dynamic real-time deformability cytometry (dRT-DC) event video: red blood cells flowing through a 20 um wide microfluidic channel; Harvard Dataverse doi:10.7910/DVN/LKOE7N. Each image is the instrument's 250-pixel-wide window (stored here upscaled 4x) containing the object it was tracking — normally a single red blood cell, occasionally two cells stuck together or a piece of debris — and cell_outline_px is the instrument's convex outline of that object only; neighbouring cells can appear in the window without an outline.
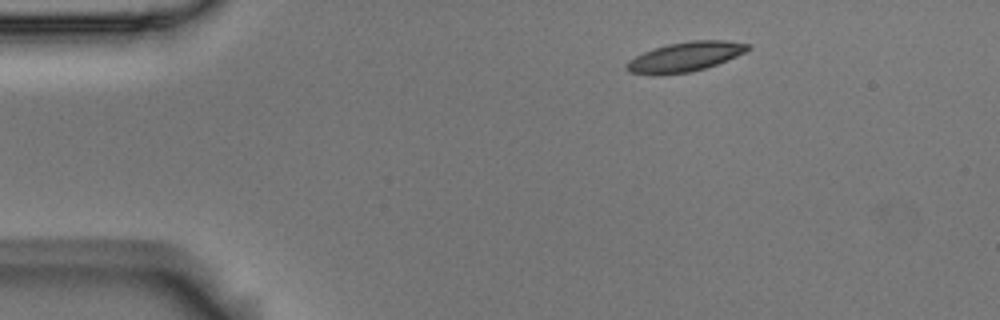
{"species": "Egyptian fruit bat (a non-hibernating species)", "species_latin": "Rousettus aegyptiacus", "temperature_condition": "room temperature", "stored_images_in_passage": 3, "camera_frame_rate_fps": 3000, "um_per_image_px": 0.085, "animal": {"sex": "male"}, "frame": {"image": 1, "passage_image": 1, "time_ms": 0.0, "image_size_px": [1000, 320], "cell_outline_px": [[752, 48], [736, 56], [716, 64], [692, 72], [628, 72], [624, 68], [624, 64], [628, 60], [644, 52], [668, 44], [692, 40], [724, 40], [752, 44]], "centroid_in_image_um": [58.3, 4.78], "position_along_channel_um": 26.7, "area_um2": 20.17}}
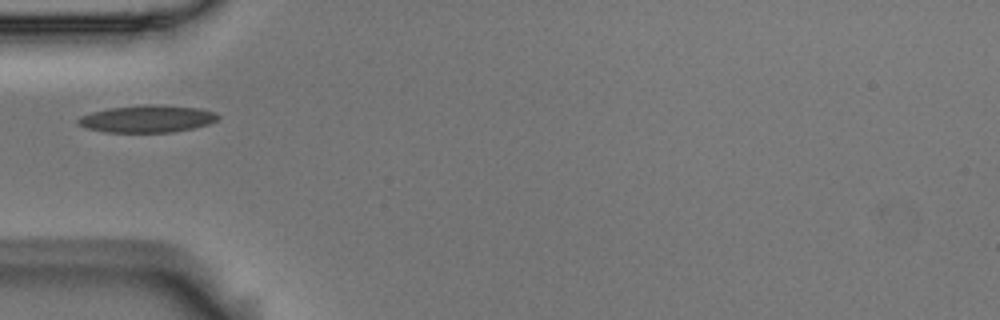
{"frame": {"image": 2, "passage_image": 3, "time_ms": 0.667, "image_size_px": [1000, 320], "cell_outline_px": [[220, 116], [216, 120], [208, 124], [192, 128], [172, 132], [104, 132], [84, 128], [76, 124], [76, 120], [80, 116], [92, 112], [108, 108], [148, 104], [156, 104], [200, 108], [216, 112]], "centroid_in_image_um": [12.48, 10.09], "position_along_channel_um": 72.5, "area_um2": 22.37}}